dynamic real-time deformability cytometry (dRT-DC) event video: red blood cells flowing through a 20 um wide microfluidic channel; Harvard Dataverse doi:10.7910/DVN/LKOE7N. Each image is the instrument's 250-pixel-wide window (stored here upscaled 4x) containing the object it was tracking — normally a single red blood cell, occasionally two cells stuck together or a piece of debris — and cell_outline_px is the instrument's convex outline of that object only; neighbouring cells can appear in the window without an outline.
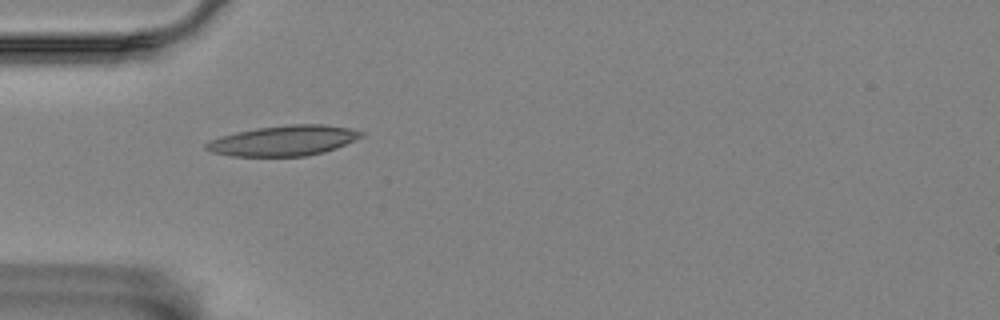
{"species": "Egyptian fruit bat (a non-hibernating species)", "species_latin": "Rousettus aegyptiacus", "temperature_condition": "room temperature", "stored_images_in_passage": 2, "camera_frame_rate_fps": 3000, "um_per_image_px": 0.085, "animal": {"sex": "female"}, "frame": {"image": 1, "passage_image": 2, "time_ms": 0.333, "image_size_px": [1000, 320], "cell_outline_px": [[364, 136], [336, 148], [324, 152], [308, 156], [232, 156], [212, 152], [204, 148], [204, 144], [208, 140], [220, 136], [236, 132], [256, 128], [288, 124], [324, 124], [352, 128], [364, 132]], "centroid_in_image_um": [24.11, 11.95], "position_along_channel_um": 60.9, "area_um2": 27.63}}